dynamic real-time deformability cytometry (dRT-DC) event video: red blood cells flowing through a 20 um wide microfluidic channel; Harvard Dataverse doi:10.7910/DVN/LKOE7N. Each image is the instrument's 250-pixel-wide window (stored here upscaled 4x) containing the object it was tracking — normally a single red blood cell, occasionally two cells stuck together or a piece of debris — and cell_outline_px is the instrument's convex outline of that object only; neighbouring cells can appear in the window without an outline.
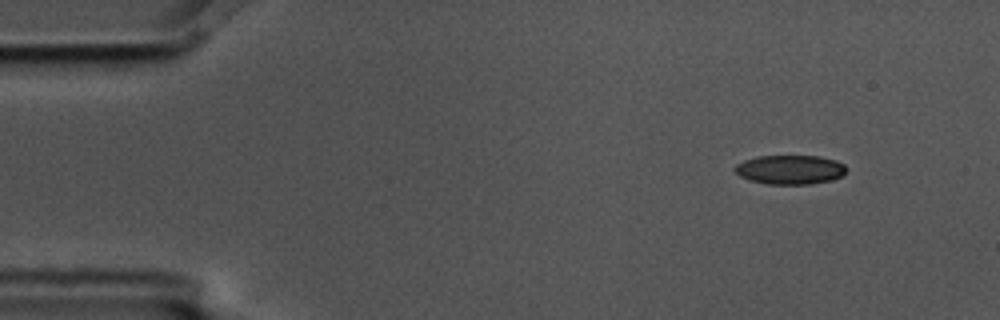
{"species": "common noctule bat (a hibernating species)", "species_latin": "Nyctalus noctula", "temperature_condition": "cold", "stored_images_in_passage": 5, "camera_frame_rate_fps": 3000, "um_per_image_px": 0.085, "animal": {"sex": "male", "body_mass_g": 17.5, "forearm_length_mm": 52.3}, "frame": {"image": 1, "passage_image": 1, "time_ms": 0.0, "image_size_px": [1000, 320], "cell_outline_px": [[844, 172], [840, 176], [832, 180], [808, 184], [768, 184], [748, 180], [740, 176], [732, 168], [736, 164], [744, 160], [756, 156], [820, 156], [836, 160], [844, 164]], "centroid_in_image_um": [67.1, 14.41], "position_along_channel_um": 17.9, "area_um2": 18.96}}
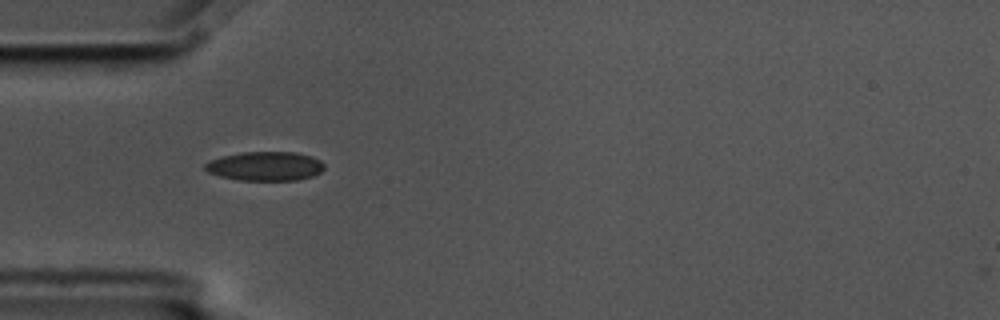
{"frame": {"image": 2, "passage_image": 4, "time_ms": 1.0, "image_size_px": [1000, 320], "cell_outline_px": [[324, 168], [320, 172], [312, 176], [296, 180], [240, 180], [220, 176], [208, 172], [204, 168], [204, 164], [212, 160], [224, 156], [244, 152], [296, 152], [312, 156], [320, 160], [324, 164]], "centroid_in_image_um": [22.57, 14.12], "position_along_channel_um": 62.4, "area_um2": 20.06}}